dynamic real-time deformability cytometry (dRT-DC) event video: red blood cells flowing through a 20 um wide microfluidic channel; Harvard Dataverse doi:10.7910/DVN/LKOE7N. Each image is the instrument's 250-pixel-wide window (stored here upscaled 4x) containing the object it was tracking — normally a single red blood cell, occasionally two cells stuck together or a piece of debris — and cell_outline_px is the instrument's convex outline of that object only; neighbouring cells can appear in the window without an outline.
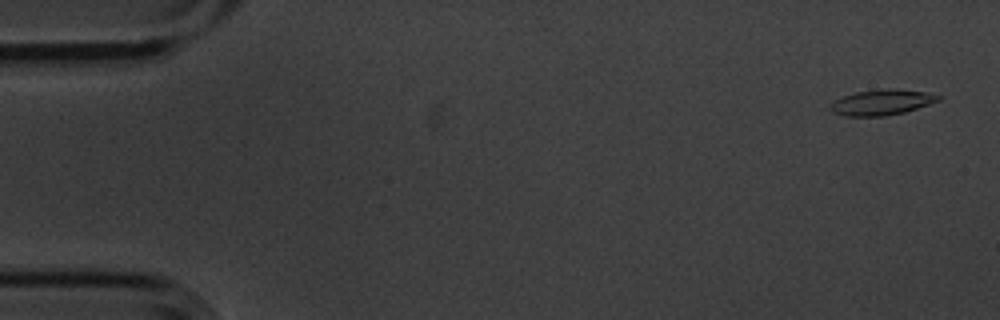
{"species": "common noctule bat (a hibernating species)", "species_latin": "Nyctalus noctula", "temperature_condition": "cold", "stored_images_in_passage": 4, "camera_frame_rate_fps": 3000, "um_per_image_px": 0.085, "animal": {"sex": "male", "body_mass_g": 20.1, "forearm_length_mm": 53.5}, "frame": {"image": 1, "passage_image": 1, "time_ms": 0.0, "image_size_px": [1000, 320], "cell_outline_px": [[940, 100], [904, 112], [884, 116], [844, 116], [832, 112], [828, 108], [836, 100], [844, 96], [856, 92], [884, 88], [896, 88], [924, 92], [940, 96]], "centroid_in_image_um": [74.92, 8.69], "position_along_channel_um": 10.1, "area_um2": 15.9}}